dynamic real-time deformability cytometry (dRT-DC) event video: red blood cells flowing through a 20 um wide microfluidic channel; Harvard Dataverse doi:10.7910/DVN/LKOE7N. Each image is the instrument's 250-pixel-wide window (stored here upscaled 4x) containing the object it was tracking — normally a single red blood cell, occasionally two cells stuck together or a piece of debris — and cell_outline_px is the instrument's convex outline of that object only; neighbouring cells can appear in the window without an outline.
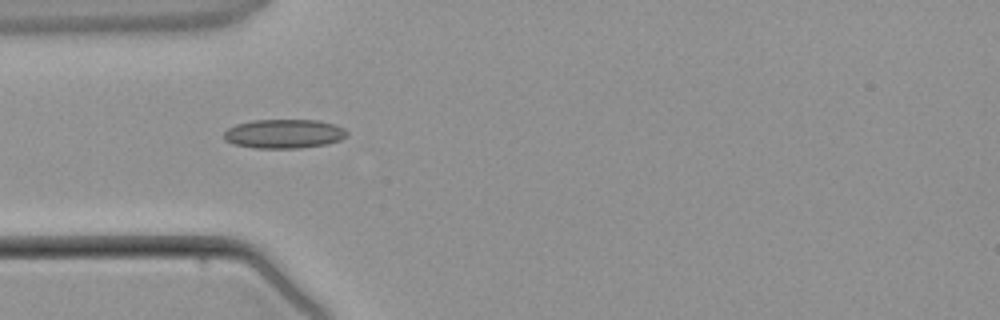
{"species": "common noctule bat (a hibernating species)", "species_latin": "Nyctalus noctula", "temperature_condition": "warm", "stored_images_in_passage": 4, "camera_frame_rate_fps": 3000, "um_per_image_px": 0.085, "animal": {"sex": "male", "body_mass_g": 21.5, "forearm_length_mm": 52.0}, "frame": {"image": 1, "passage_image": 4, "time_ms": 3.667, "image_size_px": [1000, 320], "cell_outline_px": [[348, 132], [340, 140], [324, 144], [300, 148], [252, 148], [232, 144], [224, 140], [224, 132], [228, 128], [236, 124], [252, 120], [316, 120], [336, 124], [344, 128]], "centroid_in_image_um": [24.1, 11.37], "position_along_channel_um": 60.9, "area_um2": 20.92}}